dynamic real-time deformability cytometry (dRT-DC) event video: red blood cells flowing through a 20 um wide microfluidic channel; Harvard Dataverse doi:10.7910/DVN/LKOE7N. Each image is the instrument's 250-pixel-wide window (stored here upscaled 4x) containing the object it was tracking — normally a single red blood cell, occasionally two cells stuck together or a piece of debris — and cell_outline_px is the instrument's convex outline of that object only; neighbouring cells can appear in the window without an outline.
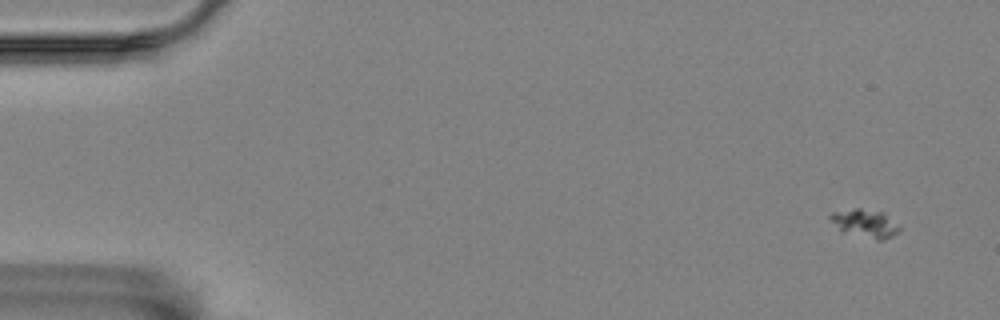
{"species": "Egyptian fruit bat (a non-hibernating species)", "species_latin": "Rousettus aegyptiacus", "temperature_condition": "room temperature", "stored_images_in_passage": 5, "camera_frame_rate_fps": 3000, "um_per_image_px": 0.085, "animal": {"sex": "female"}, "frame": {"image": 1, "passage_image": 1, "time_ms": 0.0, "image_size_px": [1000, 320], "cell_outline_px": [[900, 228], [892, 236], [884, 240], [876, 240], [840, 232], [828, 216], [832, 212], [856, 208], [860, 208], [884, 212]], "centroid_in_image_um": [73.49, 18.99], "position_along_channel_um": 11.5, "area_um2": 11.39}}